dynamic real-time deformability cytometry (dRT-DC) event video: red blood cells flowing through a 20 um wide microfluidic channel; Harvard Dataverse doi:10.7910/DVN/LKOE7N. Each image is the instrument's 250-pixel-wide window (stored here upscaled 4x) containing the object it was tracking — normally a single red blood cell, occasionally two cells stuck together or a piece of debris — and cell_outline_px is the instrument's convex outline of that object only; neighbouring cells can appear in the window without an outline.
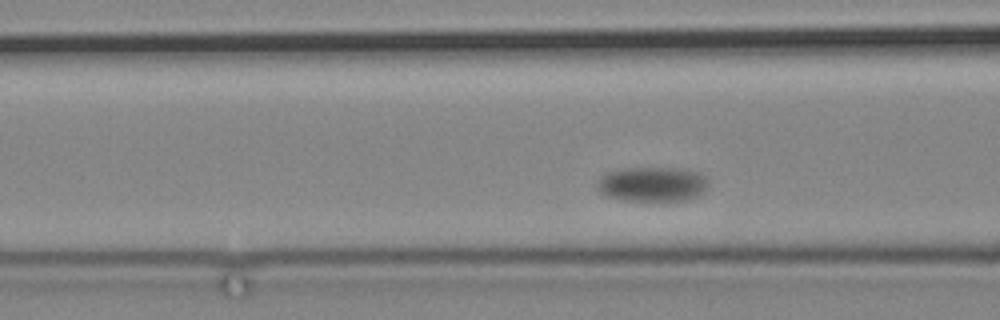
{"species": "common noctule bat (a hibernating species)", "species_latin": "Nyctalus noctula", "temperature_condition": "cold", "stored_images_in_passage": 54, "camera_frame_rate_fps": 3000, "um_per_image_px": 0.085, "animal": {"sex": "male", "body_mass_g": 19.2, "forearm_length_mm": 51.8}, "frame": {"image": 1, "passage_image": 8, "time_ms": 2.333, "image_size_px": [1000, 320], "cell_outline_px": [[708, 180], [704, 192], [688, 200], [624, 200], [604, 196], [596, 188], [596, 180], [600, 176], [608, 172], [624, 168], [676, 168], [700, 172]], "centroid_in_image_um": [55.4, 15.65], "position_along_channel_um": 111.2, "area_um2": 22.6}}
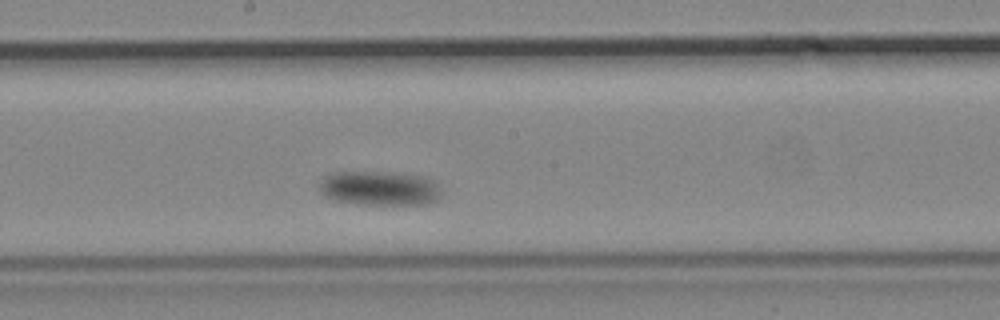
{"frame": {"image": 2, "passage_image": 20, "time_ms": 6.333, "image_size_px": [1000, 320], "cell_outline_px": [[440, 200], [428, 204], [356, 204], [336, 200], [324, 196], [320, 192], [320, 180], [328, 172], [384, 172], [420, 176], [432, 180], [440, 188]], "centroid_in_image_um": [32.23, 16.01], "position_along_channel_um": 216.0, "area_um2": 24.51}}
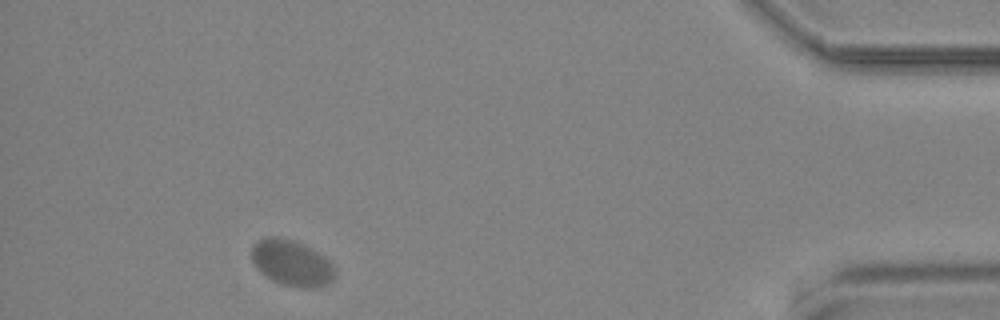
{"frame": {"image": 3, "passage_image": 48, "time_ms": 15.667, "image_size_px": [1000, 320], "cell_outline_px": [[336, 276], [328, 284], [316, 288], [300, 288], [284, 284], [272, 280], [260, 272], [256, 268], [252, 260], [252, 244], [256, 240], [268, 236], [276, 236], [292, 240], [304, 244], [312, 248], [324, 256], [336, 268]], "centroid_in_image_um": [24.8, 22.35], "position_along_channel_um": 410.4, "area_um2": 22.6}}